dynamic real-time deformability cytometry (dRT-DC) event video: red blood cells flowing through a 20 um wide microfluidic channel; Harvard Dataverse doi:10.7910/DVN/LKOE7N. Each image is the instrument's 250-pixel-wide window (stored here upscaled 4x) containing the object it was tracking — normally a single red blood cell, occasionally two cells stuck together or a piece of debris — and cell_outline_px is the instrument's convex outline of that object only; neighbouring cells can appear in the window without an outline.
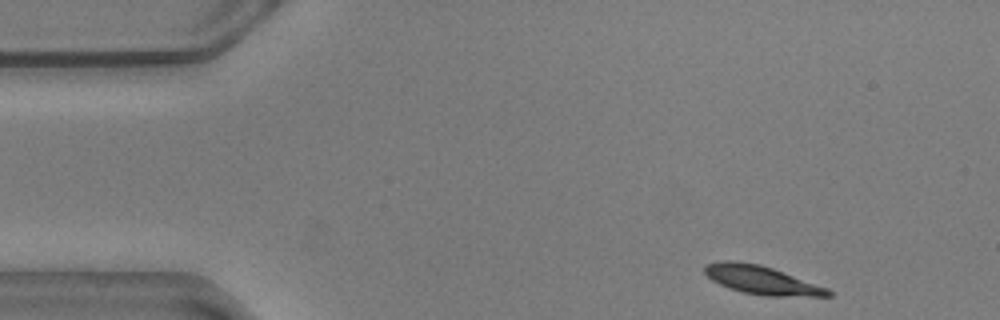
{"species": "common noctule bat (a hibernating species)", "species_latin": "Nyctalus noctula", "temperature_condition": "warm", "stored_images_in_passage": 51, "camera_frame_rate_fps": 3000, "um_per_image_px": 0.085, "animal": {"sex": "male", "body_mass_g": 20.5, "forearm_length_mm": 52.5}, "frame": {"image": 1, "passage_image": 1, "time_ms": 0.0, "image_size_px": [1000, 320], "cell_outline_px": [[832, 296], [764, 296], [744, 292], [728, 288], [712, 280], [704, 272], [704, 264], [724, 260], [732, 260], [760, 264], [772, 268], [828, 288], [832, 292]], "centroid_in_image_um": [64.72, 23.8], "position_along_channel_um": 20.3, "area_um2": 20.4}}
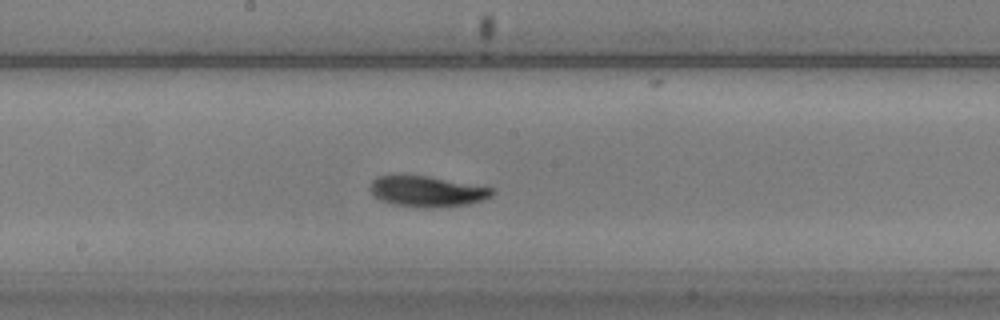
{"frame": {"image": 2, "passage_image": 24, "time_ms": 7.667, "image_size_px": [1000, 320], "cell_outline_px": [[496, 192], [492, 196], [484, 200], [468, 204], [428, 208], [424, 208], [396, 204], [380, 200], [372, 192], [372, 180], [380, 176], [428, 176], [496, 188]], "centroid_in_image_um": [36.41, 16.27], "position_along_channel_um": 211.8, "area_um2": 21.56}}
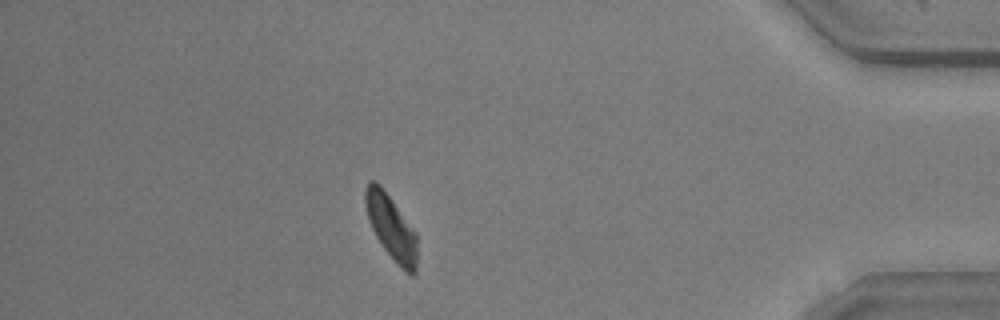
{"frame": {"image": 3, "passage_image": 44, "time_ms": 14.333, "image_size_px": [1000, 320], "cell_outline_px": [[416, 272], [412, 276], [404, 272], [396, 264], [384, 248], [376, 236], [372, 228], [364, 204], [364, 188], [368, 180], [376, 180], [380, 184], [416, 232]], "centroid_in_image_um": [33.23, 19.3], "position_along_channel_um": 402.0, "area_um2": 19.54}, "authors_computed_cell_mechanics": {"area_um2": 20.9814, "velocity_mm_per_s": 3.5348, "shape_relaxation_time_tau1_ms": 2.8407, "shape_relaxation_time_tau2_ms": 4.2538, "deformation_change_tau1": 0.1208, "deformation_change_tau2": 0.0887}}